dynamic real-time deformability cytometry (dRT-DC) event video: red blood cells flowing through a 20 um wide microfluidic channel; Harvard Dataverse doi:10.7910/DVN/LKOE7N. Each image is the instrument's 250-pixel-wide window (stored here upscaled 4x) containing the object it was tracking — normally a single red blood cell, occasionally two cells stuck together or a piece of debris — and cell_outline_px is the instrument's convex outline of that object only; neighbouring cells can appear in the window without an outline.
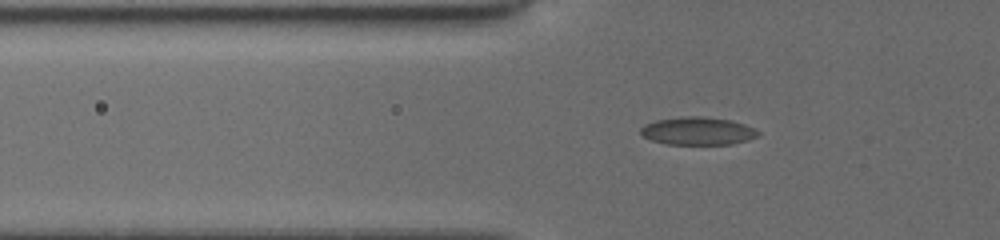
{"species": "common noctule bat (a hibernating species)", "species_latin": "Nyctalus noctula", "temperature_condition": "cold", "stored_images_in_passage": 37, "camera_frame_rate_fps": 3000, "um_per_image_px": 0.085, "animal": {"sex": "female", "body_mass_g": 19.5, "forearm_length_mm": 54.1}, "frame": {"image": 1, "passage_image": 4, "time_ms": 1.0, "image_size_px": [1000, 240], "cell_outline_px": [[760, 132], [756, 136], [748, 140], [732, 144], [668, 144], [652, 140], [644, 136], [640, 132], [640, 128], [644, 124], [656, 120], [680, 116], [704, 116], [732, 120], [744, 124]], "centroid_in_image_um": [59.29, 11.12], "position_along_channel_um": 66.5, "area_um2": 19.07}}
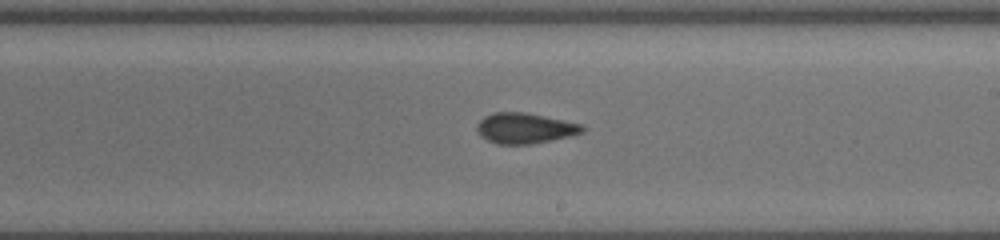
{"frame": {"image": 2, "passage_image": 18, "time_ms": 5.667, "image_size_px": [1000, 240], "cell_outline_px": [[584, 132], [572, 136], [532, 144], [496, 144], [480, 136], [476, 128], [476, 124], [484, 116], [492, 112], [524, 112], [544, 116], [580, 124], [584, 128]], "centroid_in_image_um": [44.58, 10.9], "position_along_channel_um": 244.4, "area_um2": 18.79}}
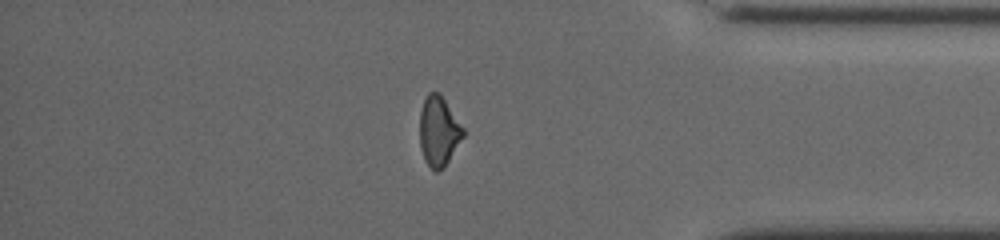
{"frame": {"image": 3, "passage_image": 31, "time_ms": 10.0, "image_size_px": [1000, 240], "cell_outline_px": [[464, 136], [444, 168], [436, 172], [424, 160], [420, 148], [420, 112], [424, 100], [428, 92], [440, 92], [464, 128]], "centroid_in_image_um": [37.29, 11.15], "position_along_channel_um": 397.9, "area_um2": 17.74}}